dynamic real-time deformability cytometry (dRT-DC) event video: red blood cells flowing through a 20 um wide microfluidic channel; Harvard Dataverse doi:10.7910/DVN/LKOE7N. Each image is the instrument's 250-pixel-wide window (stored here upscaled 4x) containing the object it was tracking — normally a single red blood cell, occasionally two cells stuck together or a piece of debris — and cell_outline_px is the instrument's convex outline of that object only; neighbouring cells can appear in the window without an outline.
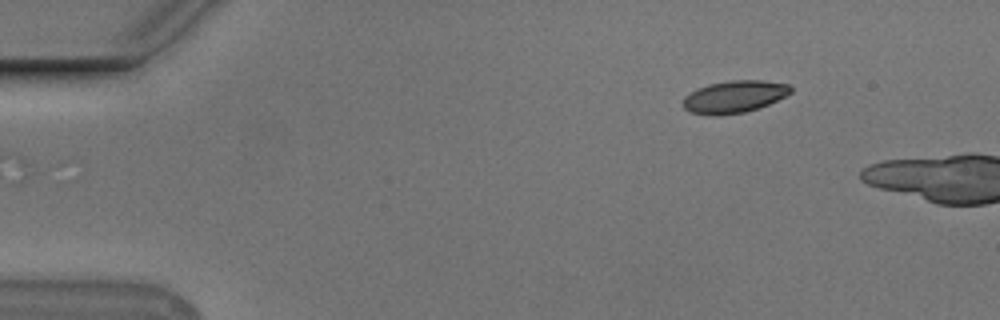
{"species": "Egyptian fruit bat (a non-hibernating species)", "species_latin": "Rousettus aegyptiacus", "temperature_condition": "cold", "stored_images_in_passage": 4, "camera_frame_rate_fps": 3000, "um_per_image_px": 0.085, "animal": {"sex": "male"}, "frame": {"image": 1, "passage_image": 1, "time_ms": 0.0, "image_size_px": [1000, 320], "cell_outline_px": [[792, 92], [768, 104], [744, 112], [716, 116], [712, 116], [688, 112], [684, 108], [684, 96], [696, 88], [708, 84], [728, 80], [764, 80], [788, 84], [792, 88]], "centroid_in_image_um": [62.37, 8.21], "position_along_channel_um": 22.6, "area_um2": 20.29}}